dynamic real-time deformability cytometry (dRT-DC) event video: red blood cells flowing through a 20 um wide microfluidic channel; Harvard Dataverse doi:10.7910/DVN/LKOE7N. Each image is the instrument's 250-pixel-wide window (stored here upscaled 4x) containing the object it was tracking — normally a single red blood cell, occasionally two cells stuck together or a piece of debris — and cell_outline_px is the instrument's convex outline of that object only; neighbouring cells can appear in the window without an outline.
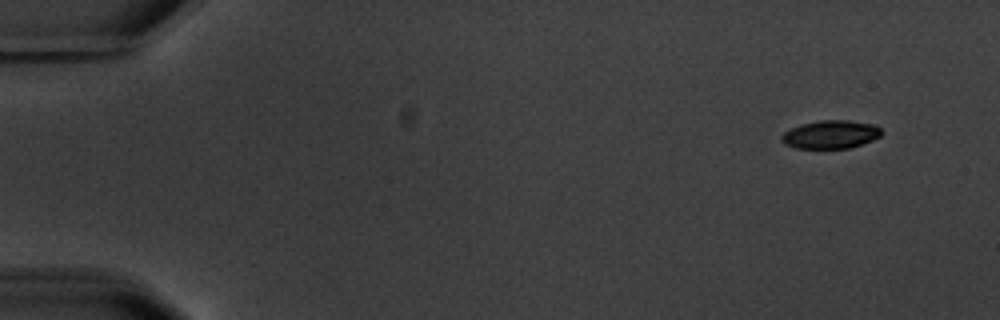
{"species": "common noctule bat (a hibernating species)", "species_latin": "Nyctalus noctula", "temperature_condition": "warm", "stored_images_in_passage": 4, "camera_frame_rate_fps": 3000, "um_per_image_px": 0.085, "animal": {"sex": "male", "body_mass_g": 20.1, "forearm_length_mm": 53.5}, "frame": {"image": 1, "passage_image": 1, "time_ms": 0.0, "image_size_px": [1000, 320], "cell_outline_px": [[880, 136], [872, 140], [848, 148], [796, 148], [784, 144], [780, 140], [780, 136], [784, 132], [800, 124], [820, 120], [848, 120], [876, 124], [880, 128]], "centroid_in_image_um": [70.57, 11.42], "position_along_channel_um": 14.4, "area_um2": 16.42}}